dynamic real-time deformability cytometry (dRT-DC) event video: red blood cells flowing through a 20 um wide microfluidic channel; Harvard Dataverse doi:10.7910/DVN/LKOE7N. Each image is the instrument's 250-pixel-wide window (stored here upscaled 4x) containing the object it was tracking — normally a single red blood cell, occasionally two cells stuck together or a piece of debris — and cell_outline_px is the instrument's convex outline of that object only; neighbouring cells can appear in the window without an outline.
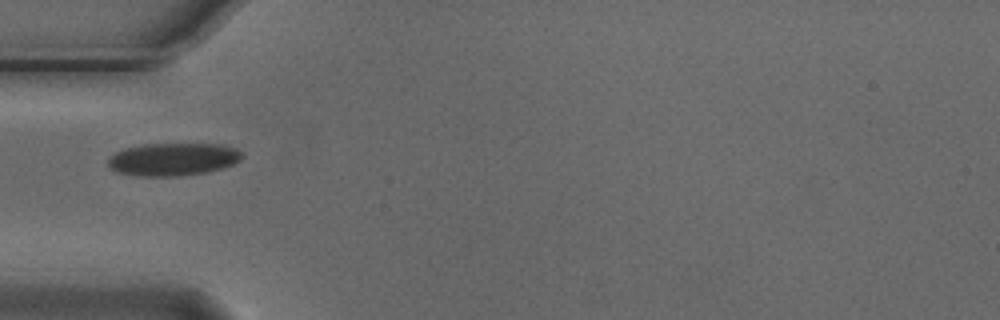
{"species": "Egyptian fruit bat (a non-hibernating species)", "species_latin": "Rousettus aegyptiacus", "temperature_condition": "cold", "stored_images_in_passage": 3, "camera_frame_rate_fps": 3000, "um_per_image_px": 0.085, "animal": {"sex": "male"}, "frame": {"image": 1, "passage_image": 1, "time_ms": 0.0, "image_size_px": [1000, 320], "cell_outline_px": [[244, 156], [240, 160], [224, 168], [208, 172], [180, 176], [144, 176], [116, 172], [108, 168], [108, 156], [124, 148], [144, 144], [224, 144], [236, 148]], "centroid_in_image_um": [14.7, 13.54], "position_along_channel_um": 70.3, "area_um2": 25.84}}
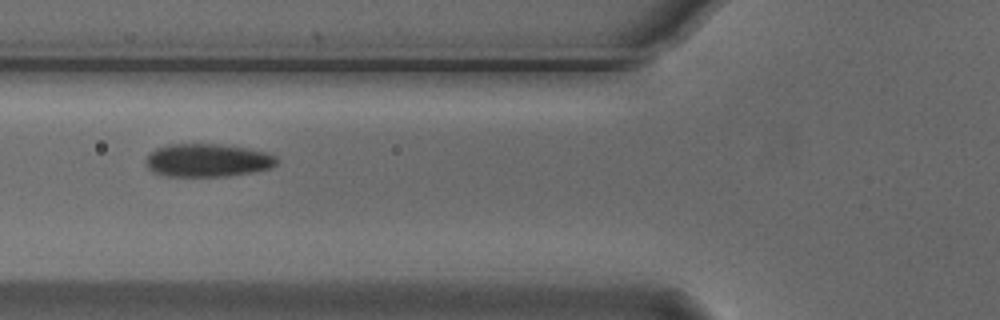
{"frame": {"image": 2, "passage_image": 2, "time_ms": 0.333, "image_size_px": [1000, 320], "cell_outline_px": [[280, 160], [272, 168], [252, 172], [228, 176], [164, 176], [152, 172], [144, 164], [144, 160], [156, 148], [168, 144], [216, 144], [248, 148], [268, 152], [276, 156]], "centroid_in_image_um": [17.65, 13.63], "position_along_channel_um": 108.1, "area_um2": 25.55}}
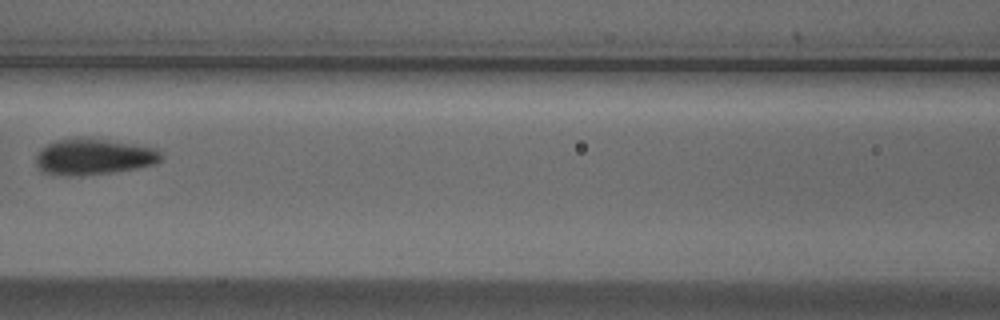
{"frame": {"image": 3, "passage_image": 3, "time_ms": 0.667, "image_size_px": [1000, 320], "cell_outline_px": [[164, 156], [156, 164], [116, 172], [80, 176], [72, 176], [44, 172], [36, 164], [36, 152], [40, 148], [56, 140], [104, 140], [132, 144], [156, 148]], "centroid_in_image_um": [7.98, 13.36], "position_along_channel_um": 158.6, "area_um2": 25.78}}